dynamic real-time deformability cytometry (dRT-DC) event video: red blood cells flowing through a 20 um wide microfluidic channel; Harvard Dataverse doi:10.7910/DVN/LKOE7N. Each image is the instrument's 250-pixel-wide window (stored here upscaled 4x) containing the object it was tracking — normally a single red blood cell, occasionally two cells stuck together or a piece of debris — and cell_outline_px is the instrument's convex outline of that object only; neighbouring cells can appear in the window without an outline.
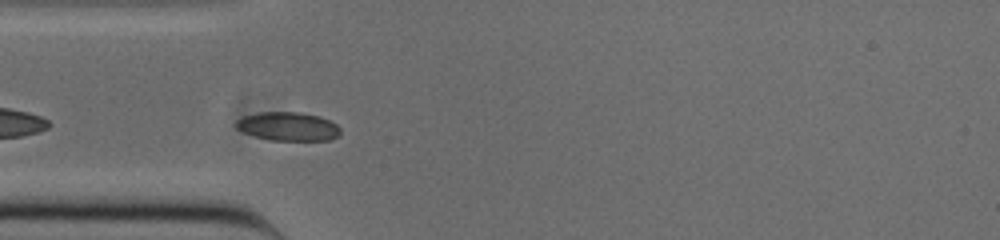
{"species": "common noctule bat (a hibernating species)", "species_latin": "Nyctalus noctula", "temperature_condition": "cold", "stored_images_in_passage": 30, "camera_frame_rate_fps": 3000, "um_per_image_px": 0.085, "animal": {"sex": "male", "body_mass_g": 20.0, "forearm_length_mm": 53.3}, "frame": {"image": 1, "passage_image": 3, "time_ms": 0.667, "image_size_px": [1000, 240], "cell_outline_px": [[340, 132], [336, 136], [328, 140], [272, 140], [256, 136], [244, 132], [236, 128], [236, 120], [244, 116], [260, 112], [300, 112], [320, 116], [336, 124], [340, 128]], "centroid_in_image_um": [24.48, 10.73], "position_along_channel_um": 60.5, "area_um2": 17.22}}
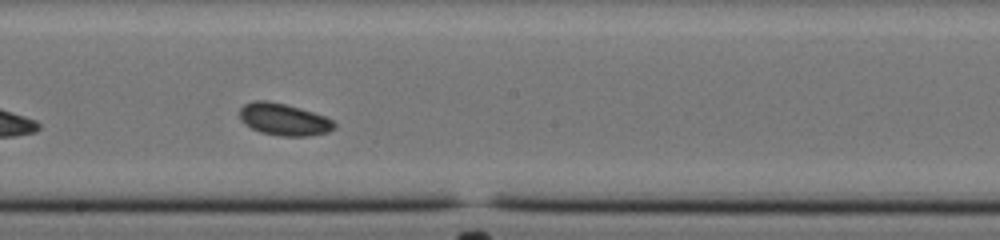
{"frame": {"image": 2, "passage_image": 16, "time_ms": 5.0, "image_size_px": [1000, 240], "cell_outline_px": [[336, 128], [328, 132], [308, 136], [280, 136], [260, 132], [244, 124], [240, 120], [240, 108], [244, 104], [252, 100], [268, 100], [300, 108], [324, 116], [332, 120], [336, 124]], "centroid_in_image_um": [24.11, 10.15], "position_along_channel_um": 224.1, "area_um2": 17.74}}
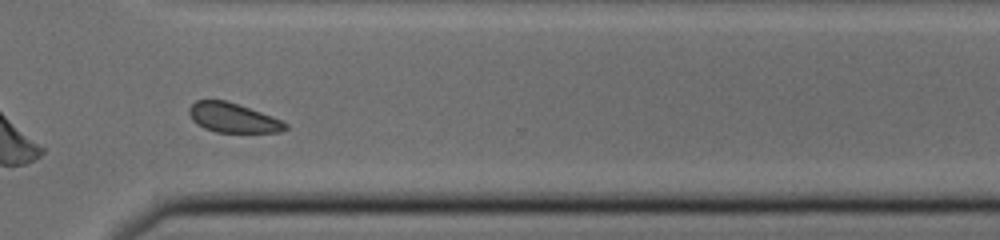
{"frame": {"image": 3, "passage_image": 26, "time_ms": 8.333, "image_size_px": [1000, 240], "cell_outline_px": [[288, 128], [280, 132], [216, 132], [204, 128], [196, 124], [192, 120], [188, 112], [188, 108], [196, 100], [224, 100], [272, 116], [288, 124]], "centroid_in_image_um": [19.77, 10.02], "position_along_channel_um": 350.8, "area_um2": 16.42}, "authors_computed_cell_mechanics": {"area_um2": 17.1377, "velocity_mm_per_s": 3.7852, "shape_relaxation_time_tau1_ms": 6.0717, "shape_relaxation_time_tau2_ms": null, "deformation_change_tau1": 0.0875, "deformation_change_tau2": null}}